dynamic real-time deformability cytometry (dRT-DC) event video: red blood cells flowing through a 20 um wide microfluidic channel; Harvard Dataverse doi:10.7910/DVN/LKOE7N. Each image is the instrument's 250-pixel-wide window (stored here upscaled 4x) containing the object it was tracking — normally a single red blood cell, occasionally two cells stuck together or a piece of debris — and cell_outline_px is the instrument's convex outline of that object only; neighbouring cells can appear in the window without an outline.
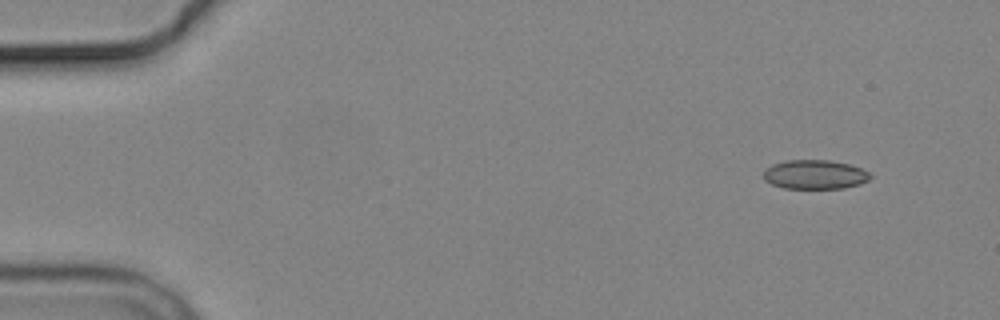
{"species": "common noctule bat (a hibernating species)", "species_latin": "Nyctalus noctula", "temperature_condition": "cold", "stored_images_in_passage": 5, "camera_frame_rate_fps": 3000, "um_per_image_px": 0.085, "animal": {"sex": "male", "body_mass_g": 19.2, "forearm_length_mm": 51.8}, "frame": {"image": 1, "passage_image": 1, "time_ms": 0.0, "image_size_px": [1000, 320], "cell_outline_px": [[872, 176], [868, 180], [860, 184], [844, 188], [784, 188], [772, 184], [764, 180], [764, 172], [772, 164], [784, 160], [828, 160], [848, 164], [860, 168], [868, 172]], "centroid_in_image_um": [69.26, 14.83], "position_along_channel_um": 15.7, "area_um2": 18.03}}
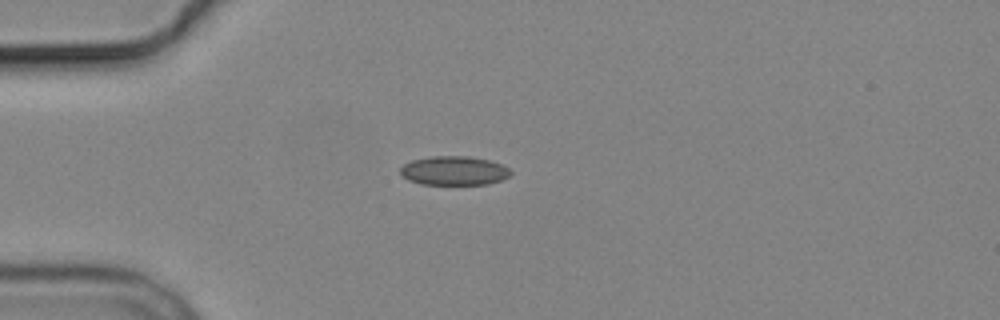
{"frame": {"image": 2, "passage_image": 4, "time_ms": 3.333, "image_size_px": [1000, 320], "cell_outline_px": [[512, 172], [508, 176], [500, 180], [488, 184], [420, 184], [408, 180], [400, 172], [400, 168], [404, 164], [412, 160], [432, 156], [468, 156], [488, 160], [500, 164], [508, 168]], "centroid_in_image_um": [38.57, 14.51], "position_along_channel_um": 46.4, "area_um2": 18.5}}